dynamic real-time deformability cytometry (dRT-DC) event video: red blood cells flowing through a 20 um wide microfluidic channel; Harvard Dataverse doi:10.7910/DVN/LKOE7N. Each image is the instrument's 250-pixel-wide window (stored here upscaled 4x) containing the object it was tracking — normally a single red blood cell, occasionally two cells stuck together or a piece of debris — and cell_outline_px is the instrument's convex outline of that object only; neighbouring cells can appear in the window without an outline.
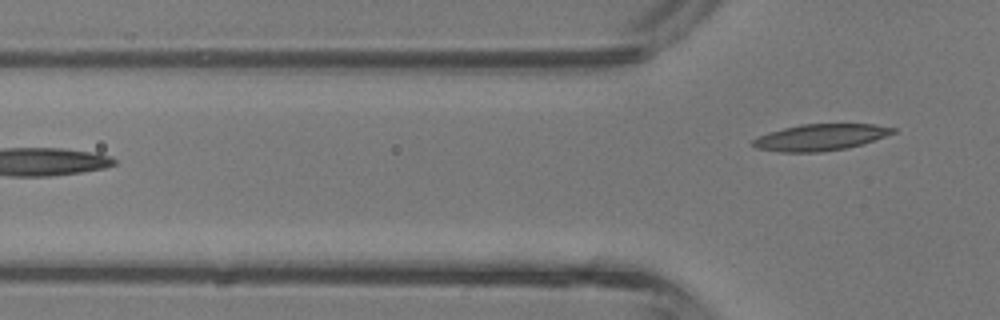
{"species": "common noctule bat (a hibernating species)", "species_latin": "Nyctalus noctula", "temperature_condition": "room temperature", "stored_images_in_passage": 5, "camera_frame_rate_fps": 3000, "um_per_image_px": 0.085, "animal": {"sex": "male", "body_mass_g": 13.3}, "frame": {"image": 1, "passage_image": 5, "time_ms": 1.333, "image_size_px": [1000, 320], "cell_outline_px": [[896, 132], [848, 148], [824, 152], [780, 152], [756, 148], [752, 144], [752, 140], [756, 136], [768, 132], [800, 124], [872, 124], [896, 128]], "centroid_in_image_um": [69.68, 11.67], "position_along_channel_um": 56.1, "area_um2": 21.56}}